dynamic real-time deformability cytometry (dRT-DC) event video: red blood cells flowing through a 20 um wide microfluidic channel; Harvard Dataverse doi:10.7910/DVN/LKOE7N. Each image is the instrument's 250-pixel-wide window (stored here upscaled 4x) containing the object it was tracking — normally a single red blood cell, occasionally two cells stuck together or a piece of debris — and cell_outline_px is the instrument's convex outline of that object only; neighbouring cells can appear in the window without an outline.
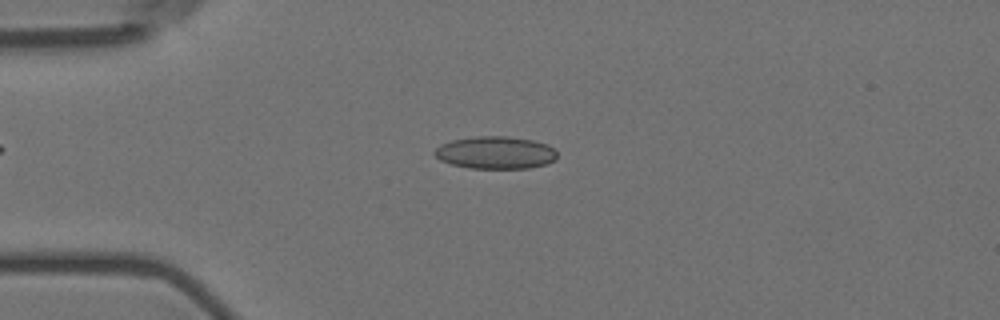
{"species": "Egyptian fruit bat (a non-hibernating species)", "species_latin": "Rousettus aegyptiacus", "temperature_condition": "room temperature", "stored_images_in_passage": 55, "camera_frame_rate_fps": 3000, "um_per_image_px": 0.085, "animal": {"sex": "female"}, "frame": {"image": 1, "passage_image": 13, "time_ms": 4.0, "image_size_px": [1000, 320], "cell_outline_px": [[556, 160], [548, 164], [528, 168], [468, 168], [452, 164], [440, 160], [432, 152], [440, 144], [452, 140], [476, 136], [508, 136], [532, 140], [548, 144], [556, 152]], "centroid_in_image_um": [42.12, 12.97], "position_along_channel_um": 42.9, "area_um2": 23.29}}
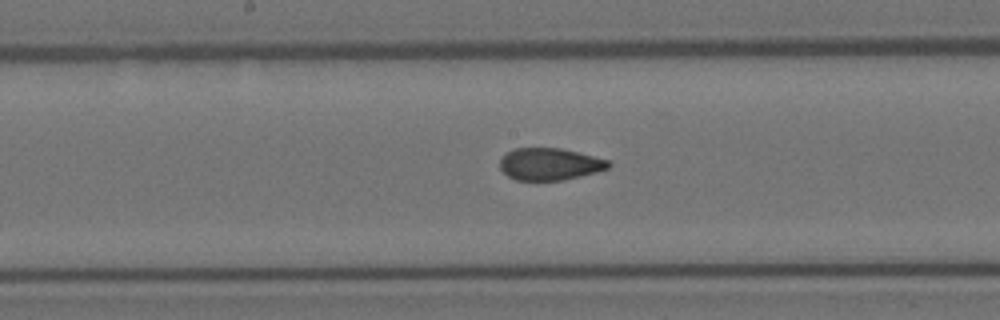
{"frame": {"image": 2, "passage_image": 28, "time_ms": 9.0, "image_size_px": [1000, 320], "cell_outline_px": [[612, 164], [608, 168], [596, 172], [580, 176], [560, 180], [516, 180], [508, 176], [500, 168], [500, 160], [508, 152], [516, 148], [560, 148], [608, 160]], "centroid_in_image_um": [46.72, 13.95], "position_along_channel_um": 201.5, "area_um2": 20.0}}
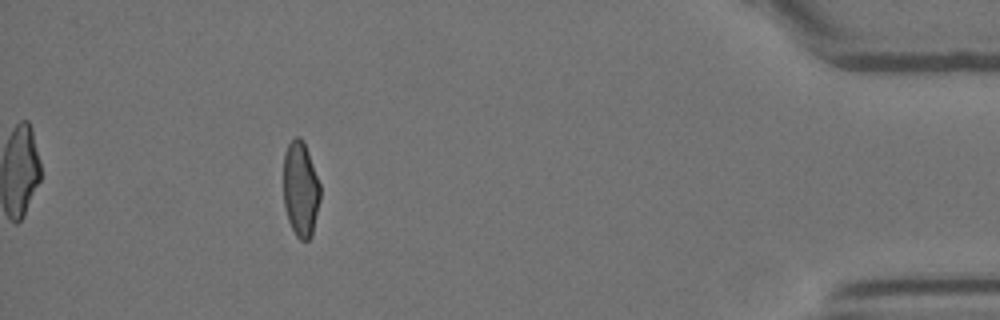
{"frame": {"image": 3, "passage_image": 50, "time_ms": 16.333, "image_size_px": [1000, 320], "cell_outline_px": [[320, 200], [312, 236], [308, 240], [300, 240], [296, 236], [288, 220], [284, 208], [284, 152], [288, 144], [296, 136], [300, 136], [304, 140], [320, 184]], "centroid_in_image_um": [25.55, 16.07], "position_along_channel_um": 409.6, "area_um2": 20.58}, "authors_computed_cell_mechanics": {"area_um2": 21.5594, "velocity_mm_per_s": 3.6015, "shape_relaxation_time_tau1_ms": 8.6298, "shape_relaxation_time_tau2_ms": 1.379, "deformation_change_tau1": 0.1892, "deformation_change_tau2": 0.07}}